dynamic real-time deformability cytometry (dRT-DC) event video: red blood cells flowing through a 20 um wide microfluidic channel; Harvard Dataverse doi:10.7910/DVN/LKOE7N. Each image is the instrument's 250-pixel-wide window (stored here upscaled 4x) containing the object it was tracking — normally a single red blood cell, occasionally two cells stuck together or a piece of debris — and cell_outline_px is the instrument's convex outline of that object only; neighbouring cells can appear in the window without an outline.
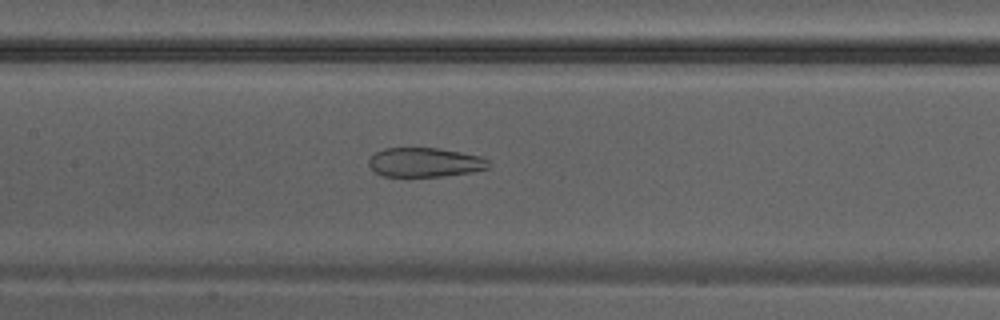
{"species": "Egyptian fruit bat (a non-hibernating species)", "species_latin": "Rousettus aegyptiacus", "temperature_condition": "warm", "stored_images_in_passage": 38, "camera_frame_rate_fps": 3000, "um_per_image_px": 0.085, "animal": {"sex": "male"}, "frame": {"image": 1, "passage_image": 17, "time_ms": 5.333, "image_size_px": [1000, 320], "cell_outline_px": [[492, 164], [488, 168], [472, 172], [440, 176], [384, 176], [376, 172], [368, 164], [368, 160], [376, 152], [384, 148], [436, 148], [460, 152], [480, 156], [488, 160]], "centroid_in_image_um": [36.13, 13.79], "position_along_channel_um": 171.3, "area_um2": 20.29}}